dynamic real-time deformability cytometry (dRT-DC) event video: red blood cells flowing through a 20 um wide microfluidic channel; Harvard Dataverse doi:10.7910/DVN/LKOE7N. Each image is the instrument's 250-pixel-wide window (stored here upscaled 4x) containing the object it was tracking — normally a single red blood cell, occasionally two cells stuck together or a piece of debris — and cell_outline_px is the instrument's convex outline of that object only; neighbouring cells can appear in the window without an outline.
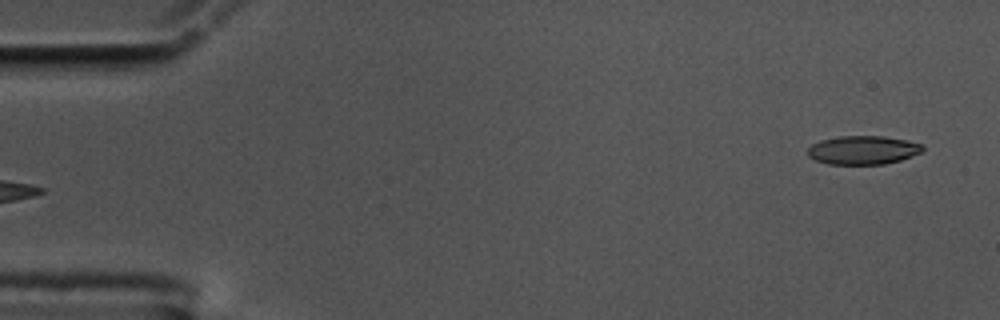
{"species": "common noctule bat (a hibernating species)", "species_latin": "Nyctalus noctula", "temperature_condition": "cold", "stored_images_in_passage": 54, "camera_frame_rate_fps": 3000, "um_per_image_px": 0.085, "animal": {"sex": "male", "body_mass_g": 17.5, "forearm_length_mm": 52.3}, "frame": {"image": 1, "passage_image": 1, "time_ms": 0.0, "image_size_px": [1000, 320], "cell_outline_px": [[924, 148], [920, 152], [900, 160], [884, 164], [828, 164], [816, 160], [808, 156], [808, 148], [812, 144], [820, 140], [840, 136], [884, 136], [904, 140], [920, 144]], "centroid_in_image_um": [73.31, 12.75], "position_along_channel_um": 11.7, "area_um2": 18.96}}
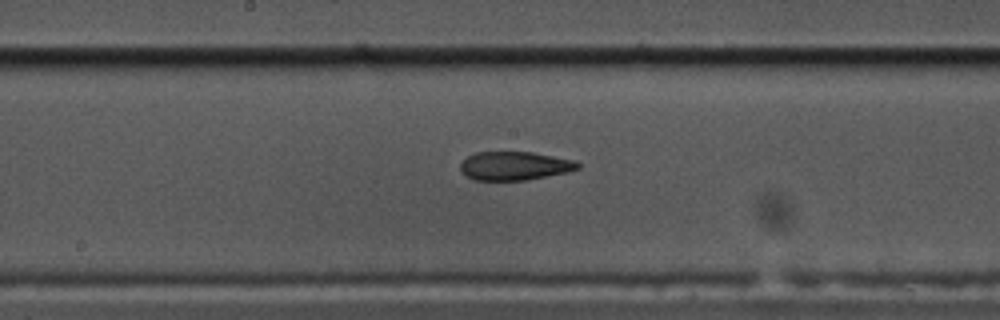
{"frame": {"image": 2, "passage_image": 27, "time_ms": 8.667, "image_size_px": [1000, 320], "cell_outline_px": [[580, 168], [568, 172], [528, 180], [472, 180], [464, 176], [460, 168], [460, 164], [468, 156], [476, 152], [532, 152], [576, 160], [580, 164]], "centroid_in_image_um": [43.75, 14.1], "position_along_channel_um": 204.5, "area_um2": 19.77}}
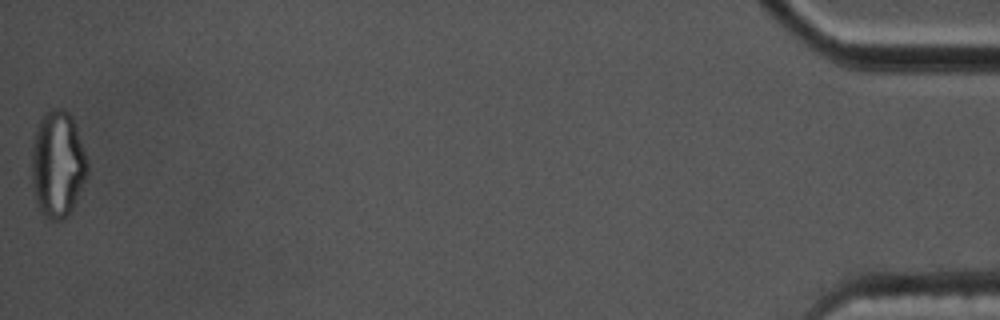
{"frame": {"image": 3, "passage_image": 54, "time_ms": 17.667, "image_size_px": [1000, 320], "cell_outline_px": [[88, 172], [72, 208], [64, 220], [52, 220], [44, 216], [36, 200], [32, 184], [32, 144], [36, 128], [40, 116], [48, 108], [64, 108], [72, 116], [88, 160]], "centroid_in_image_um": [4.89, 13.9], "position_along_channel_um": 430.3, "area_um2": 34.74}, "authors_computed_cell_mechanics": {"area_um2": 20.7502, "velocity_mm_per_s": 3.592, "shape_relaxation_time_tau1_ms": null, "shape_relaxation_time_tau2_ms": 3.4269, "deformation_change_tau1": null, "deformation_change_tau2": 0.1124}}